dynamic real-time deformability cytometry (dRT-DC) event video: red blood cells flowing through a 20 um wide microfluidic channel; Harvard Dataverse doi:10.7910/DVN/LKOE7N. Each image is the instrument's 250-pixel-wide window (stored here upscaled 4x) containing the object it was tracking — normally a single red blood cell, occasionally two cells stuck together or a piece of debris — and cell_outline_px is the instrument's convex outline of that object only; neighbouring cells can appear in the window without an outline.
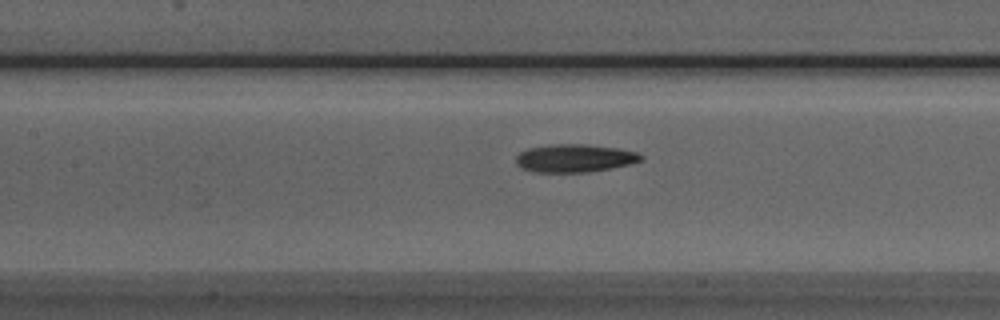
{"species": "Egyptian fruit bat (a non-hibernating species)", "species_latin": "Rousettus aegyptiacus", "temperature_condition": "room temperature", "stored_images_in_passage": 39, "camera_frame_rate_fps": 3000, "um_per_image_px": 0.085, "animal": {"sex": "male"}, "frame": {"image": 1, "passage_image": 15, "time_ms": 4.667, "image_size_px": [1000, 320], "cell_outline_px": [[644, 156], [640, 160], [628, 164], [588, 172], [536, 172], [524, 168], [516, 164], [516, 156], [520, 152], [528, 148], [552, 144], [584, 144], [616, 148], [636, 152]], "centroid_in_image_um": [48.8, 13.44], "position_along_channel_um": 158.6, "area_um2": 20.06}}
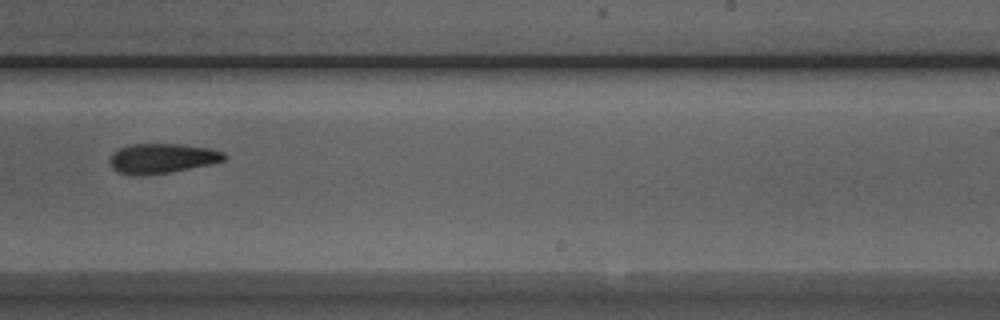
{"frame": {"image": 2, "passage_image": 24, "time_ms": 7.667, "image_size_px": [1000, 320], "cell_outline_px": [[228, 156], [224, 160], [208, 164], [168, 172], [136, 176], [120, 172], [112, 168], [112, 152], [128, 144], [180, 144], [208, 148], [224, 152]], "centroid_in_image_um": [13.78, 13.44], "position_along_channel_um": 275.2, "area_um2": 19.48}}
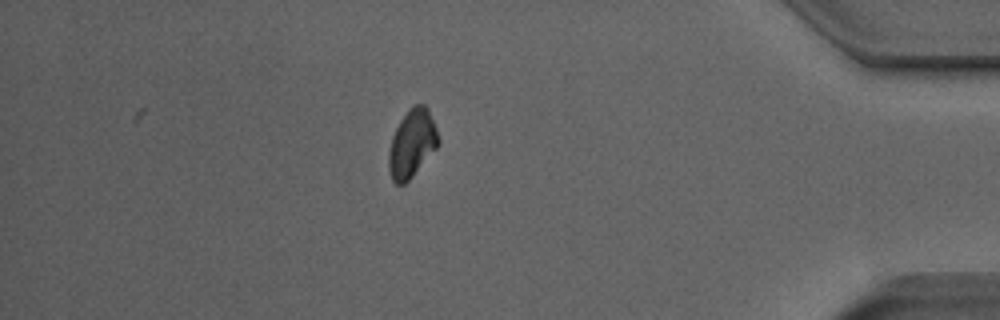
{"frame": {"image": 3, "passage_image": 37, "time_ms": 12.0, "image_size_px": [1000, 320], "cell_outline_px": [[440, 144], [412, 176], [404, 184], [396, 184], [392, 180], [388, 168], [388, 152], [392, 136], [400, 120], [408, 108], [412, 104], [424, 104], [428, 108], [436, 128], [440, 140]], "centroid_in_image_um": [35.01, 12.17], "position_along_channel_um": 400.2, "area_um2": 19.71}, "authors_computed_cell_mechanics": {"area_um2": 20.0566, "velocity_mm_per_s": 3.8998, "shape_relaxation_time_tau1_ms": 5.7927, "shape_relaxation_time_tau2_ms": 9.2155, "deformation_change_tau1": 0.1655, "deformation_change_tau2": 0.1729}}